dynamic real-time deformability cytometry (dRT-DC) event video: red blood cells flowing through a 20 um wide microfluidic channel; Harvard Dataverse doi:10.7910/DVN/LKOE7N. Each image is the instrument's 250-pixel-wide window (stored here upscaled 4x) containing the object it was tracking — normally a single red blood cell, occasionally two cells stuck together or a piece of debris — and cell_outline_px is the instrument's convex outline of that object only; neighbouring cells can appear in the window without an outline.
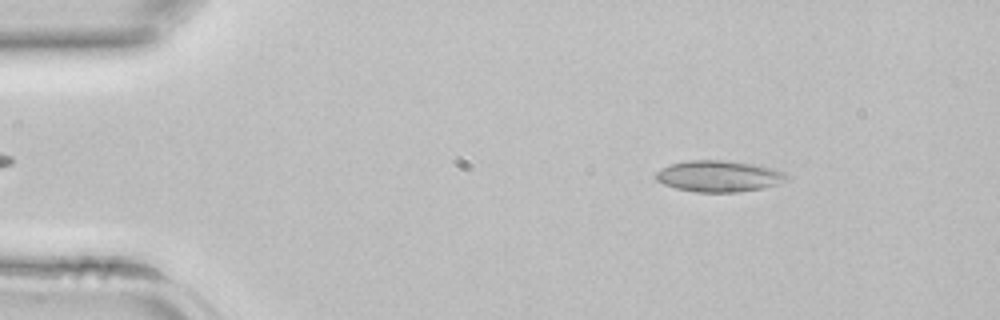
{"species": "common noctule bat (a hibernating species)", "species_latin": "Nyctalus noctula", "temperature_condition": "room temperature", "stored_images_in_passage": 41, "camera_frame_rate_fps": 3000, "um_per_image_px": 0.085, "animal": {"sex": "female", "body_mass_g": 22.7, "forearm_length_mm": 54.2}, "frame": {"image": 1, "passage_image": 5, "time_ms": 1.333, "image_size_px": [1000, 320], "cell_outline_px": [[788, 176], [776, 184], [760, 188], [736, 192], [696, 192], [676, 188], [664, 184], [656, 180], [656, 172], [672, 164], [688, 160], [724, 160], [756, 164], [772, 168], [784, 172]], "centroid_in_image_um": [61.07, 14.97], "position_along_channel_um": 23.9, "area_um2": 23.47}}
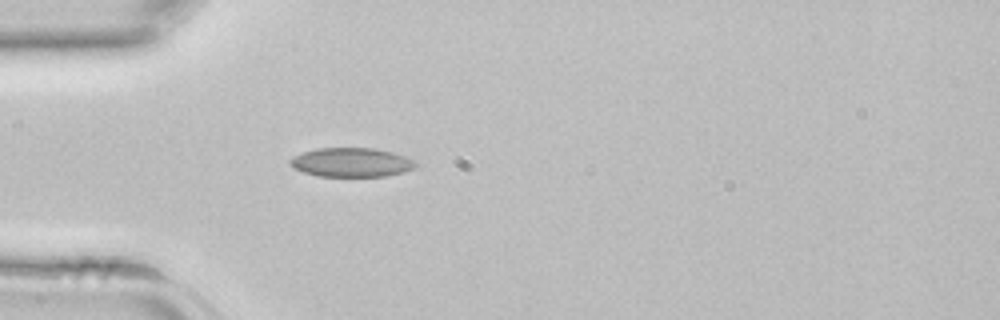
{"frame": {"image": 2, "passage_image": 11, "time_ms": 3.333, "image_size_px": [1000, 320], "cell_outline_px": [[416, 164], [412, 168], [404, 172], [384, 176], [316, 176], [292, 168], [288, 164], [288, 160], [292, 156], [316, 148], [376, 148], [392, 152], [404, 156], [412, 160]], "centroid_in_image_um": [29.79, 13.8], "position_along_channel_um": 55.2, "area_um2": 21.27}}
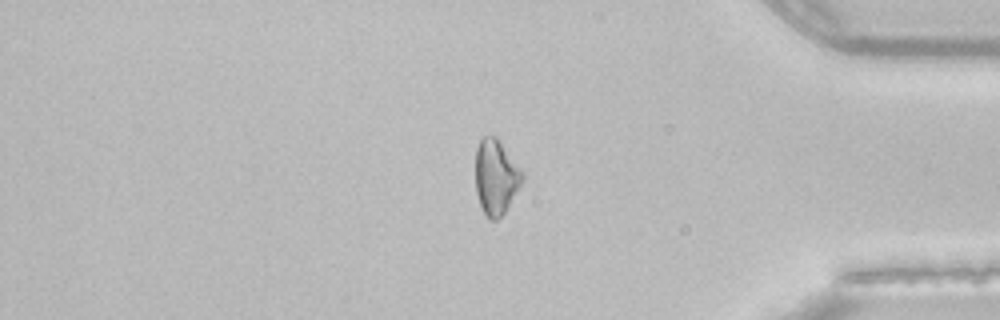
{"frame": {"image": 3, "passage_image": 34, "time_ms": 11.0, "image_size_px": [1000, 320], "cell_outline_px": [[524, 180], [504, 212], [496, 220], [488, 220], [480, 204], [476, 192], [476, 148], [480, 140], [484, 136], [496, 136], [524, 172]], "centroid_in_image_um": [42.16, 15.03], "position_along_channel_um": 393.0, "area_um2": 20.4}}